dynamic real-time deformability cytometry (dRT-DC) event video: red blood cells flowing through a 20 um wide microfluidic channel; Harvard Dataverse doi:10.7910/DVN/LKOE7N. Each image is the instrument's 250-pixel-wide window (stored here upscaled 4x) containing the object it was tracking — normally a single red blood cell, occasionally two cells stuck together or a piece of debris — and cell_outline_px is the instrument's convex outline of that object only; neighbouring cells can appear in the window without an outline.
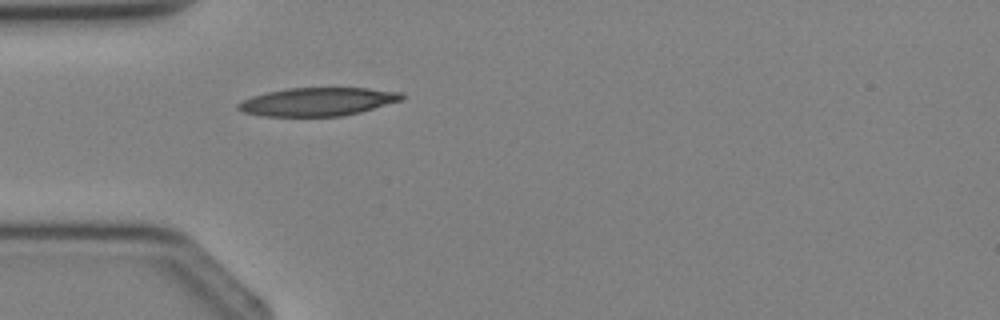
{"species": "Egyptian fruit bat (a non-hibernating species)", "species_latin": "Rousettus aegyptiacus", "temperature_condition": "cold", "stored_images_in_passage": 3, "camera_frame_rate_fps": 3000, "um_per_image_px": 0.085, "animal": {"sex": "female"}, "frame": {"image": 1, "passage_image": 3, "time_ms": 2.333, "image_size_px": [1000, 320], "cell_outline_px": [[408, 96], [404, 100], [360, 112], [340, 116], [260, 116], [244, 112], [236, 108], [236, 104], [252, 96], [268, 92], [288, 88], [368, 88], [400, 92]], "centroid_in_image_um": [27.04, 8.64], "position_along_channel_um": 58.0, "area_um2": 27.05}}